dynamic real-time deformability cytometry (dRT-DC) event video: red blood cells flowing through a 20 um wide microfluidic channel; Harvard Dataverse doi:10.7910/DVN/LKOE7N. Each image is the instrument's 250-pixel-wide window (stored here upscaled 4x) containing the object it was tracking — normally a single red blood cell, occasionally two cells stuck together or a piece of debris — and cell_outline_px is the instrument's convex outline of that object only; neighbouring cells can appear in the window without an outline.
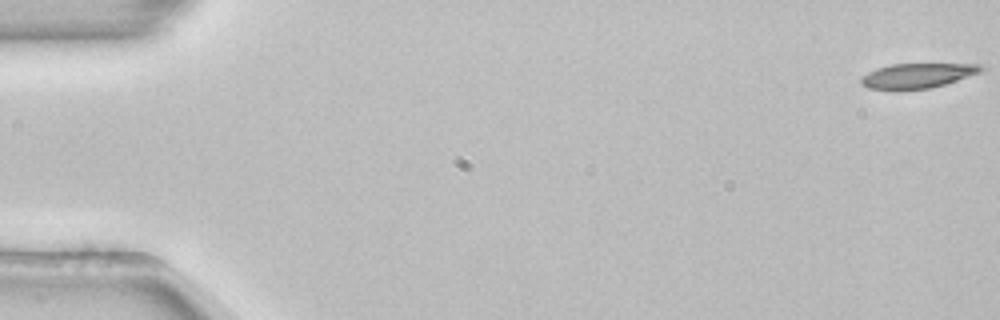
{"species": "common noctule bat (a hibernating species)", "species_latin": "Nyctalus noctula", "temperature_condition": "room temperature", "stored_images_in_passage": 54, "camera_frame_rate_fps": 3000, "um_per_image_px": 0.085, "animal": {"sex": "female", "body_mass_g": 22.7, "forearm_length_mm": 54.2}, "frame": {"image": 1, "passage_image": 1, "time_ms": 0.0, "image_size_px": [1000, 320], "cell_outline_px": [[984, 68], [980, 72], [944, 84], [928, 88], [868, 88], [860, 84], [860, 76], [876, 68], [892, 64], [984, 64]], "centroid_in_image_um": [77.96, 6.4], "position_along_channel_um": 7.0, "area_um2": 16.88}}
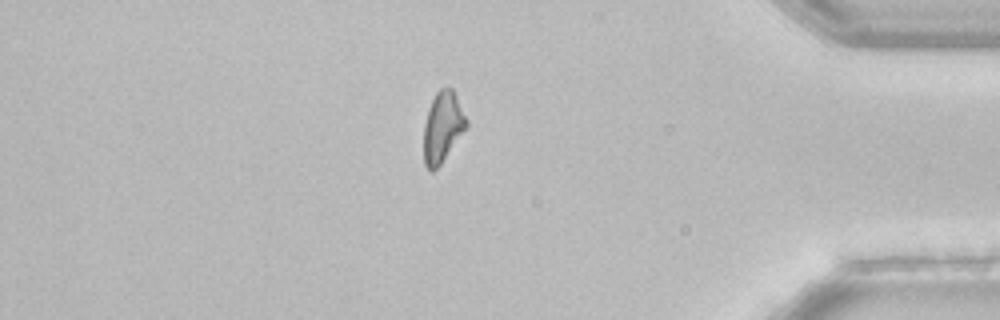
{"frame": {"image": 2, "passage_image": 46, "time_ms": 15.0, "image_size_px": [1000, 320], "cell_outline_px": [[468, 128], [440, 164], [432, 172], [424, 164], [424, 124], [428, 108], [436, 92], [440, 88], [452, 88], [468, 120]], "centroid_in_image_um": [37.64, 10.79], "position_along_channel_um": 397.6, "area_um2": 17.57}}
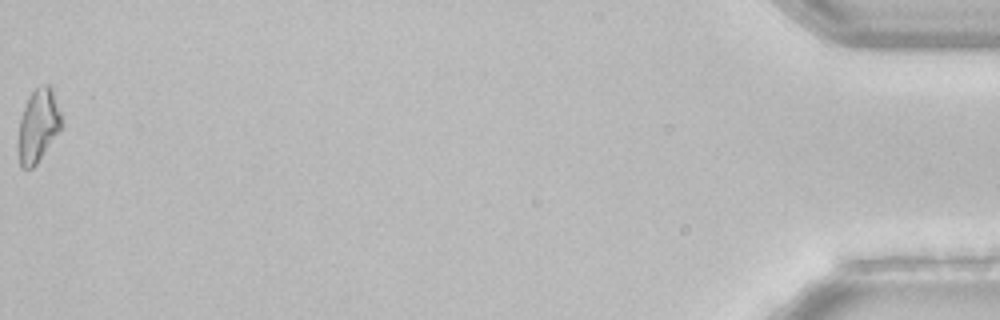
{"frame": {"image": 3, "passage_image": 54, "time_ms": 17.667, "image_size_px": [1000, 320], "cell_outline_px": [[64, 124], [36, 164], [32, 168], [20, 168], [16, 148], [16, 144], [20, 116], [28, 96], [40, 84], [48, 84], [52, 88], [64, 120]], "centroid_in_image_um": [3.22, 10.67], "position_along_channel_um": 432.0, "area_um2": 19.02}}